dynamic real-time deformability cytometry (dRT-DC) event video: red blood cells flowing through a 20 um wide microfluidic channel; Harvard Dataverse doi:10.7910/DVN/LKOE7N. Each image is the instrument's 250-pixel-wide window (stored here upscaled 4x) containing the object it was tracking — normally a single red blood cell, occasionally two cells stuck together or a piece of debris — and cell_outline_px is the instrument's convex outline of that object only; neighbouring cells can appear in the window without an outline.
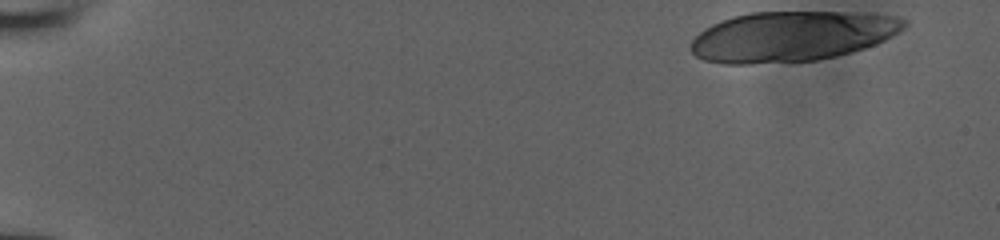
{"species": "human", "species_latin": "Homo sapiens", "temperature_condition": "room temperature", "stored_images_in_passage": 18, "camera_frame_rate_fps": 3000, "um_per_image_px": 0.085, "donor": {"sex": "male"}, "frame": {"image": 1, "passage_image": 1, "time_ms": 0.0, "image_size_px": [1000, 240], "cell_outline_px": [[908, 24], [904, 28], [884, 40], [864, 48], [852, 52], [836, 56], [816, 60], [748, 64], [724, 64], [704, 60], [696, 56], [688, 48], [692, 40], [704, 28], [720, 20], [752, 12], [836, 12], [896, 16], [908, 20]], "centroid_in_image_um": [67.25, 3.09], "position_along_channel_um": 17.7, "area_um2": 62.25}}